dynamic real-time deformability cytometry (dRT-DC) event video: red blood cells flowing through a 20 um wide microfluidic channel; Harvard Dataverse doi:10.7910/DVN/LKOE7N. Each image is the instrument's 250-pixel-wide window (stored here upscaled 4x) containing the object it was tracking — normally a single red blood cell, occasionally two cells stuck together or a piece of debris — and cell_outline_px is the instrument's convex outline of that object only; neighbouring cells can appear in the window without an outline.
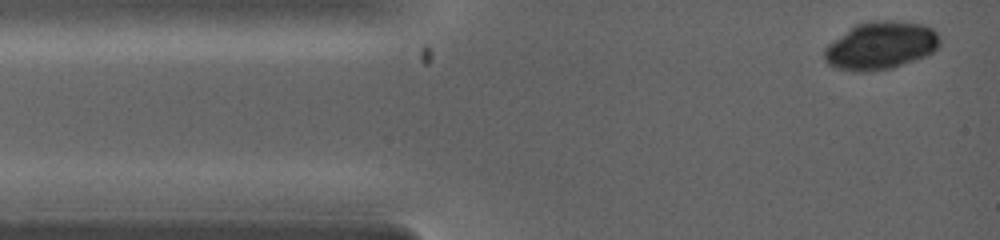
{"species": "common noctule bat (a hibernating species)", "species_latin": "Nyctalus noctula", "temperature_condition": "warm", "stored_images_in_passage": 5, "camera_frame_rate_fps": 5000, "um_per_image_px": 0.085, "animal": {"sex": "female", "body_mass_g": 19.0, "forearm_length_mm": 53.3}, "frame": {"image": 1, "passage_image": 1, "time_ms": 0.0, "image_size_px": [1000, 240], "cell_outline_px": [[940, 44], [932, 52], [924, 56], [892, 68], [840, 68], [828, 64], [824, 56], [824, 48], [832, 40], [856, 24], [872, 20], [892, 20], [920, 24], [932, 28], [940, 36]], "centroid_in_image_um": [74.89, 3.8], "position_along_channel_um": 10.1, "area_um2": 31.15}}